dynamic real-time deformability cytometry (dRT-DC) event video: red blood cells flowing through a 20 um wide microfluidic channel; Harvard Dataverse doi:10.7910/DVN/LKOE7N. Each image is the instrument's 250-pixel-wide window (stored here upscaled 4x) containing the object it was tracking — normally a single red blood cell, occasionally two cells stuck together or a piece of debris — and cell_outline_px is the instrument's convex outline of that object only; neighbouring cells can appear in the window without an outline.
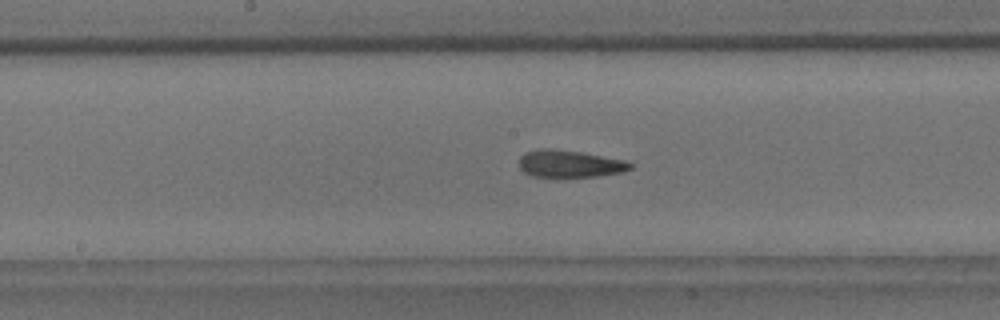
{"species": "common noctule bat (a hibernating species)", "species_latin": "Nyctalus noctula", "temperature_condition": "room temperature", "stored_images_in_passage": 49, "camera_frame_rate_fps": 3000, "um_per_image_px": 0.085, "animal": {"sex": "male", "body_mass_g": 18.8}, "frame": {"image": 1, "passage_image": 27, "time_ms": 8.667, "image_size_px": [1000, 320], "cell_outline_px": [[632, 168], [624, 172], [596, 176], [556, 180], [532, 176], [524, 172], [520, 168], [520, 156], [524, 152], [540, 148], [548, 148], [580, 152], [624, 160], [632, 164]], "centroid_in_image_um": [48.37, 13.97], "position_along_channel_um": 199.8, "area_um2": 18.32}}
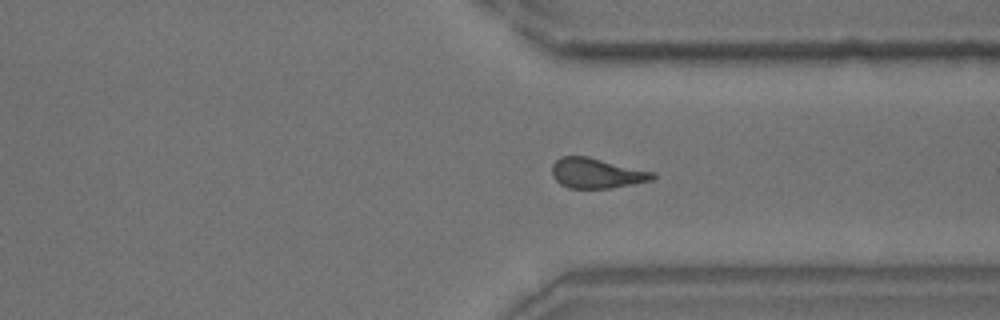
{"frame": {"image": 2, "passage_image": 40, "time_ms": 13.0, "image_size_px": [1000, 320], "cell_outline_px": [[656, 176], [652, 180], [612, 188], [568, 188], [560, 184], [552, 176], [552, 164], [560, 156], [588, 156], [656, 172]], "centroid_in_image_um": [50.72, 14.71], "position_along_channel_um": 360.7, "area_um2": 17.86}}
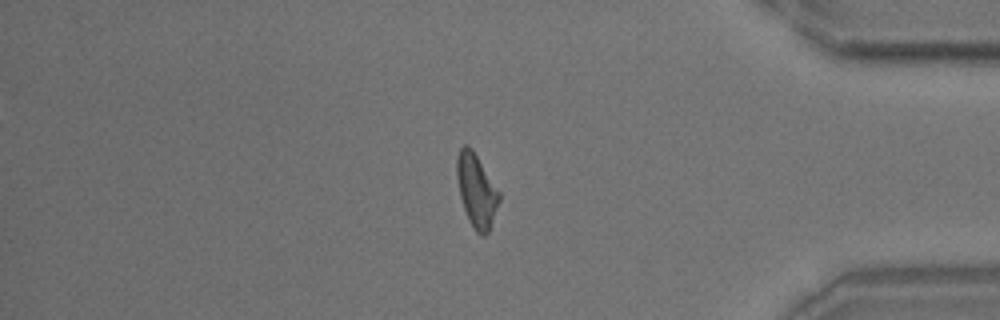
{"frame": {"image": 3, "passage_image": 45, "time_ms": 14.667, "image_size_px": [1000, 320], "cell_outline_px": [[500, 200], [488, 232], [484, 236], [480, 236], [472, 228], [468, 220], [460, 196], [456, 176], [456, 156], [460, 148], [464, 144], [468, 144], [472, 148], [500, 192]], "centroid_in_image_um": [40.48, 16.18], "position_along_channel_um": 394.7, "area_um2": 18.21}}